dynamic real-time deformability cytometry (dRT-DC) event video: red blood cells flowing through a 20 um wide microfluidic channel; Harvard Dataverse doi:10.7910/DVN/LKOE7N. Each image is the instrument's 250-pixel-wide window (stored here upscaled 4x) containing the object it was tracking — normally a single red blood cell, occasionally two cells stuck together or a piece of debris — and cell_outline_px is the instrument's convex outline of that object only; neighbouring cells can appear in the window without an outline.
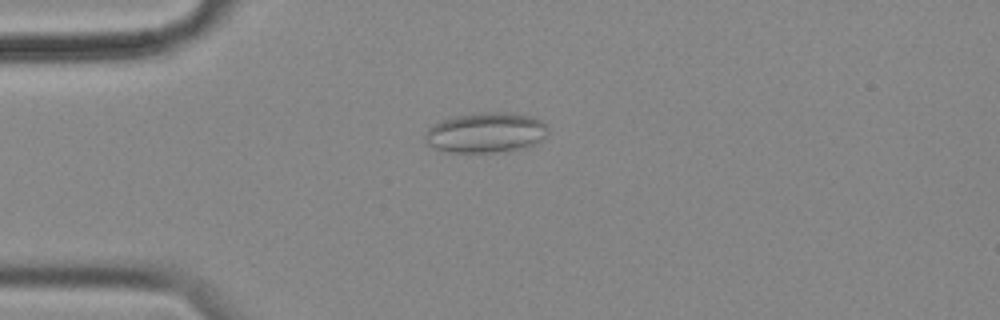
{"species": "common noctule bat (a hibernating species)", "species_latin": "Nyctalus noctula", "temperature_condition": "cold", "stored_images_in_passage": 53, "camera_frame_rate_fps": 3000, "um_per_image_px": 0.085, "animal": {"sex": "female", "body_mass_g": 18.4}, "frame": {"image": 1, "passage_image": 11, "time_ms": 3.333, "image_size_px": [1000, 320], "cell_outline_px": [[548, 132], [536, 144], [520, 148], [492, 152], [444, 152], [432, 148], [424, 140], [424, 136], [428, 128], [444, 120], [456, 116], [480, 112], [504, 112], [528, 116], [540, 120], [544, 124]], "centroid_in_image_um": [41.24, 11.28], "position_along_channel_um": 43.8, "area_um2": 28.44}}
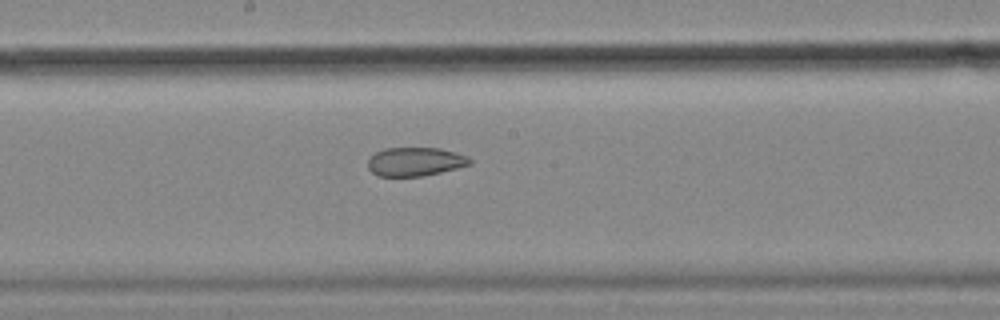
{"frame": {"image": 2, "passage_image": 27, "time_ms": 8.667, "image_size_px": [1000, 320], "cell_outline_px": [[472, 164], [424, 176], [376, 176], [368, 168], [368, 160], [376, 152], [384, 148], [440, 148], [456, 152], [468, 156], [472, 160]], "centroid_in_image_um": [35.3, 13.74], "position_along_channel_um": 212.9, "area_um2": 17.11}}
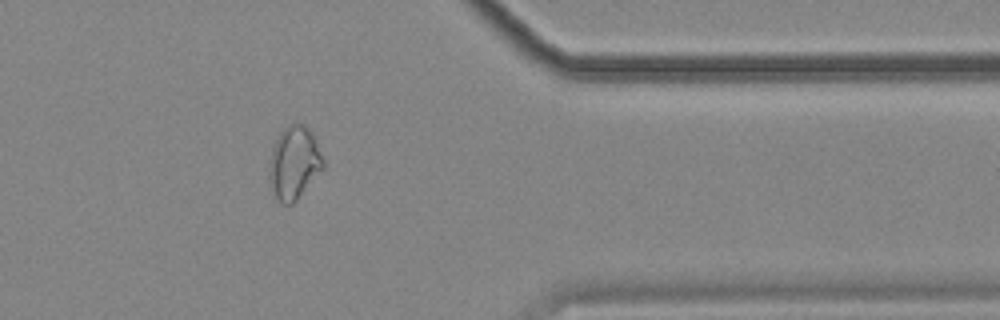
{"frame": {"image": 3, "passage_image": 43, "time_ms": 14.0, "image_size_px": [1000, 320], "cell_outline_px": [[324, 168], [296, 200], [292, 204], [284, 204], [276, 200], [272, 196], [268, 180], [268, 172], [272, 148], [280, 132], [288, 124], [304, 124], [312, 132], [316, 140], [324, 160]], "centroid_in_image_um": [24.98, 13.86], "position_along_channel_um": 386.4, "area_um2": 23.24}, "authors_computed_cell_mechanics": {"area_um2": 22.3108, "velocity_mm_per_s": 3.5353, "shape_relaxation_time_tau1_ms": null, "shape_relaxation_time_tau2_ms": 4.9324, "deformation_change_tau1": null, "deformation_change_tau2": 0.1076}}